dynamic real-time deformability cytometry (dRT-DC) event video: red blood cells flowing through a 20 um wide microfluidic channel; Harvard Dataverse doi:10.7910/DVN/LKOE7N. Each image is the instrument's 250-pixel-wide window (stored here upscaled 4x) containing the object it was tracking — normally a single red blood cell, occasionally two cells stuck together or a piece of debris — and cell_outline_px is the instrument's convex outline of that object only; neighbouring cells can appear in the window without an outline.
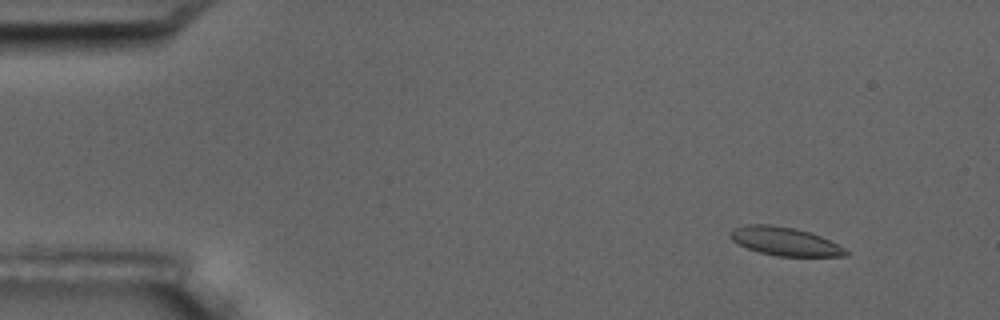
{"species": "common noctule bat (a hibernating species)", "species_latin": "Nyctalus noctula", "temperature_condition": "room temperature", "stored_images_in_passage": 5, "camera_frame_rate_fps": 3000, "um_per_image_px": 0.085, "animal": {"sex": "male", "body_mass_g": 17.5, "forearm_length_mm": 52.3}, "frame": {"image": 1, "passage_image": 1, "time_ms": 0.0, "image_size_px": [1000, 320], "cell_outline_px": [[848, 256], [776, 256], [760, 252], [748, 248], [732, 240], [728, 232], [732, 228], [748, 224], [772, 224], [796, 228], [820, 236], [844, 248], [848, 252]], "centroid_in_image_um": [66.67, 20.5], "position_along_channel_um": 18.3, "area_um2": 19.02}}
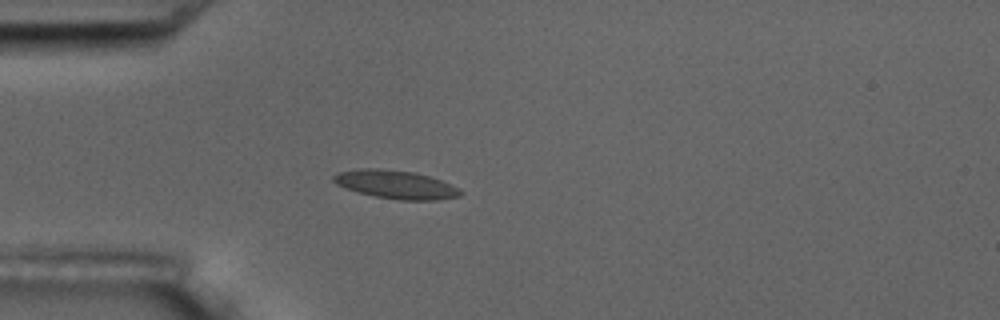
{"frame": {"image": 2, "passage_image": 4, "time_ms": 3.333, "image_size_px": [1000, 320], "cell_outline_px": [[464, 192], [460, 196], [436, 200], [400, 200], [376, 196], [356, 192], [344, 188], [336, 184], [332, 180], [332, 176], [336, 172], [360, 168], [376, 168], [416, 172], [440, 180], [460, 188]], "centroid_in_image_um": [33.61, 15.68], "position_along_channel_um": 51.4, "area_um2": 21.15}}